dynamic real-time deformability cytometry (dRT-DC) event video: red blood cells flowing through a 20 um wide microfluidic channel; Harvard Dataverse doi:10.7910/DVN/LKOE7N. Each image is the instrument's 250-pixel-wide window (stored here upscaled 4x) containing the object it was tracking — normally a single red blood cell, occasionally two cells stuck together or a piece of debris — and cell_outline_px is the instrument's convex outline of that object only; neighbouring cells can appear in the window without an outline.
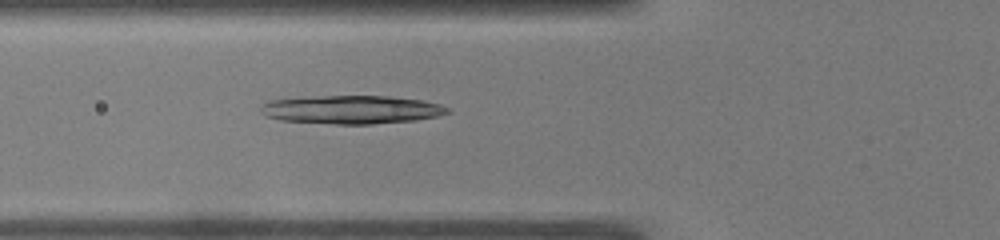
{"species": "common noctule bat (a hibernating species)", "species_latin": "Nyctalus noctula", "temperature_condition": "warm", "stored_images_in_passage": 34, "camera_frame_rate_fps": 3000, "um_per_image_px": 0.085, "animal": {"sex": "male", "body_mass_g": 19.0, "forearm_length_mm": 50.8}, "frame": {"image": 1, "passage_image": 3, "time_ms": 0.667, "image_size_px": [1000, 240], "cell_outline_px": [[452, 112], [440, 116], [416, 120], [372, 124], [336, 124], [280, 120], [268, 116], [260, 112], [260, 104], [268, 100], [312, 96], [388, 96], [420, 100], [440, 104], [448, 108]], "centroid_in_image_um": [29.87, 9.31], "position_along_channel_um": 95.9, "area_um2": 31.1}}
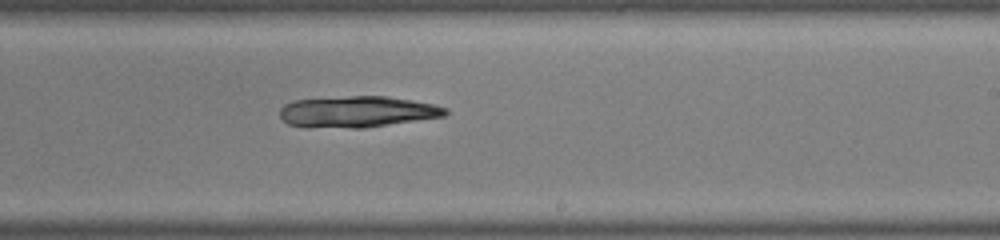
{"frame": {"image": 2, "passage_image": 15, "time_ms": 4.667, "image_size_px": [1000, 240], "cell_outline_px": [[448, 112], [444, 116], [364, 128], [308, 128], [288, 124], [280, 116], [280, 108], [284, 104], [292, 100], [348, 96], [388, 96], [412, 100], [432, 104], [448, 108]], "centroid_in_image_um": [30.32, 9.5], "position_along_channel_um": 258.7, "area_um2": 30.4}}
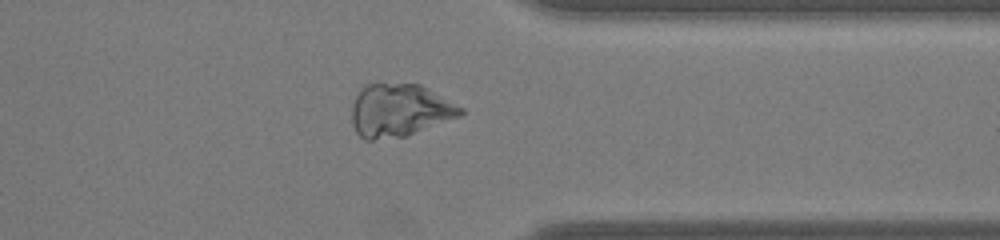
{"frame": {"image": 3, "passage_image": 24, "time_ms": 7.667, "image_size_px": [1000, 240], "cell_outline_px": [[464, 112], [460, 116], [408, 136], [372, 140], [364, 140], [356, 132], [352, 120], [352, 104], [360, 88], [364, 84], [380, 80], [420, 84], [428, 88], [464, 108]], "centroid_in_image_um": [33.93, 9.33], "position_along_channel_um": 377.5, "area_um2": 34.45}}